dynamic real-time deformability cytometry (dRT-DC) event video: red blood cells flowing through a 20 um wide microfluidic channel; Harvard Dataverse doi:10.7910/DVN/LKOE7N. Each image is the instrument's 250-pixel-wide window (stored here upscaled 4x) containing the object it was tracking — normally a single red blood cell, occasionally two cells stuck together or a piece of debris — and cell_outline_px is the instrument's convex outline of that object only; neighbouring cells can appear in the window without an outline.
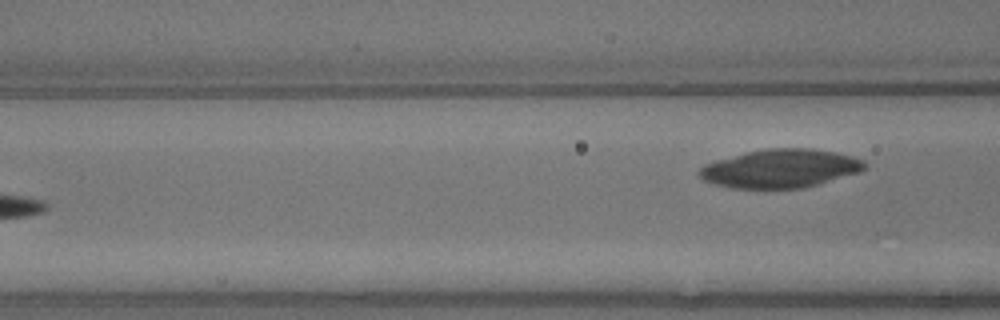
{"species": "common noctule bat (a hibernating species)", "species_latin": "Nyctalus noctula", "temperature_condition": "warm", "stored_images_in_passage": 9, "segment_of_instrument_passage": [2, 2], "camera_frame_rate_fps": 3000, "um_per_image_px": 0.085, "animal": {"sex": "male", "body_mass_g": 13.3}, "frame": {"image": 1, "passage_image": 9, "time_ms": 2.667, "image_size_px": [1000, 320], "cell_outline_px": [[868, 168], [860, 172], [804, 188], [732, 188], [716, 184], [704, 180], [696, 172], [704, 164], [716, 160], [748, 152], [768, 148], [812, 148], [836, 152], [852, 156], [864, 160], [868, 164]], "centroid_in_image_um": [66.38, 14.32], "position_along_channel_um": 100.2, "area_um2": 37.17}}